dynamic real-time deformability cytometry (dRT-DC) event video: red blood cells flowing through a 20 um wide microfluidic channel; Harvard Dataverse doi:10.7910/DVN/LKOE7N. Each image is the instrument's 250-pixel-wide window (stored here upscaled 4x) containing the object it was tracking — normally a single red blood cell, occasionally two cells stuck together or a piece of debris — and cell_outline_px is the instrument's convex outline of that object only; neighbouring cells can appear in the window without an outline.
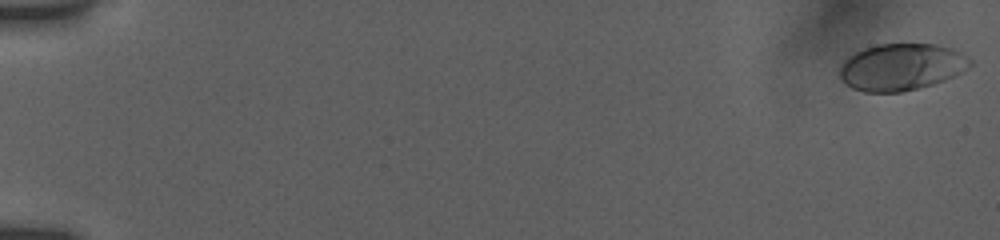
{"species": "human", "species_latin": "Homo sapiens", "temperature_condition": "room temperature", "stored_images_in_passage": 12, "camera_frame_rate_fps": 3000, "um_per_image_px": 0.085, "donor": {"sex": "female"}, "frame": {"image": 1, "passage_image": 1, "time_ms": 0.0, "image_size_px": [1000, 240], "cell_outline_px": [[972, 64], [968, 68], [956, 76], [932, 84], [900, 92], [864, 92], [852, 88], [844, 84], [840, 76], [840, 64], [848, 56], [864, 48], [876, 44], [932, 44], [952, 48], [968, 56], [972, 60]], "centroid_in_image_um": [76.61, 5.69], "position_along_channel_um": 8.4, "area_um2": 35.78}}
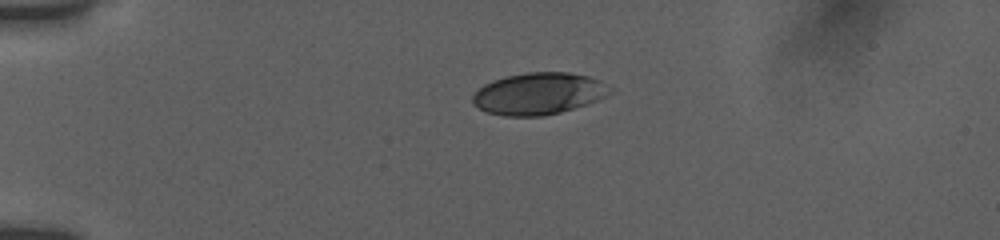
{"frame": {"image": 2, "passage_image": 10, "time_ms": 4.333, "image_size_px": [1000, 240], "cell_outline_px": [[616, 88], [612, 92], [596, 100], [560, 112], [544, 116], [504, 116], [488, 112], [472, 104], [472, 96], [484, 84], [492, 80], [508, 76], [528, 72], [568, 72], [588, 76], [600, 80]], "centroid_in_image_um": [45.8, 7.95], "position_along_channel_um": 39.2, "area_um2": 33.41}}